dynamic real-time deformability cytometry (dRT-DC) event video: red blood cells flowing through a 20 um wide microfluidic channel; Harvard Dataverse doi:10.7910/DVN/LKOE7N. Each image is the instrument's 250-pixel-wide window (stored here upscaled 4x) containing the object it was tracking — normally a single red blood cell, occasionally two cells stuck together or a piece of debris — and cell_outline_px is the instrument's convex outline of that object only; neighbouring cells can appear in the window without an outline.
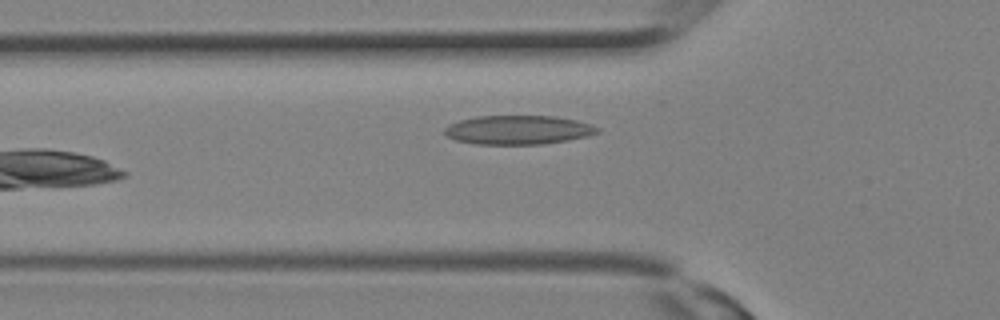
{"species": "Egyptian fruit bat (a non-hibernating species)", "species_latin": "Rousettus aegyptiacus", "temperature_condition": "room temperature", "stored_images_in_passage": 8, "camera_frame_rate_fps": 3000, "um_per_image_px": 0.085, "animal": {"sex": "female"}, "frame": {"image": 1, "passage_image": 2, "time_ms": 0.333, "image_size_px": [1000, 320], "cell_outline_px": [[600, 132], [588, 136], [568, 140], [544, 144], [476, 144], [456, 140], [448, 136], [444, 132], [444, 128], [448, 124], [460, 120], [476, 116], [556, 116], [576, 120], [592, 124], [600, 128]], "centroid_in_image_um": [44.07, 11.04], "position_along_channel_um": 81.7, "area_um2": 25.95}}
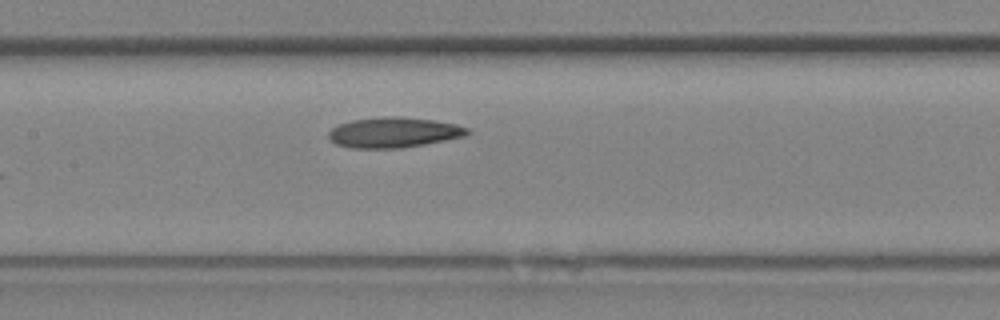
{"frame": {"image": 2, "passage_image": 6, "time_ms": 1.667, "image_size_px": [1000, 320], "cell_outline_px": [[472, 132], [468, 136], [424, 144], [400, 148], [352, 148], [336, 144], [328, 136], [328, 132], [332, 128], [340, 124], [352, 120], [384, 116], [396, 116], [436, 120], [456, 124], [468, 128]], "centroid_in_image_um": [33.52, 11.25], "position_along_channel_um": 173.9, "area_um2": 24.62}}
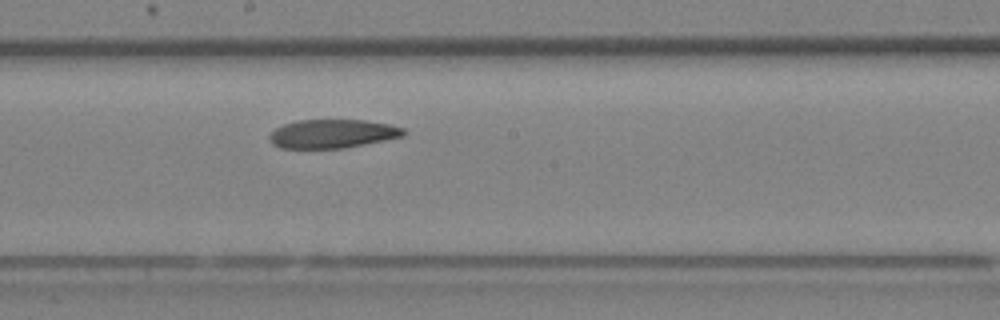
{"frame": {"image": 3, "passage_image": 8, "time_ms": 2.333, "image_size_px": [1000, 320], "cell_outline_px": [[408, 132], [404, 136], [344, 148], [280, 148], [272, 144], [268, 140], [268, 136], [276, 128], [284, 124], [296, 120], [364, 120], [388, 124], [404, 128]], "centroid_in_image_um": [28.25, 11.37], "position_along_channel_um": 220.0, "area_um2": 22.48}}